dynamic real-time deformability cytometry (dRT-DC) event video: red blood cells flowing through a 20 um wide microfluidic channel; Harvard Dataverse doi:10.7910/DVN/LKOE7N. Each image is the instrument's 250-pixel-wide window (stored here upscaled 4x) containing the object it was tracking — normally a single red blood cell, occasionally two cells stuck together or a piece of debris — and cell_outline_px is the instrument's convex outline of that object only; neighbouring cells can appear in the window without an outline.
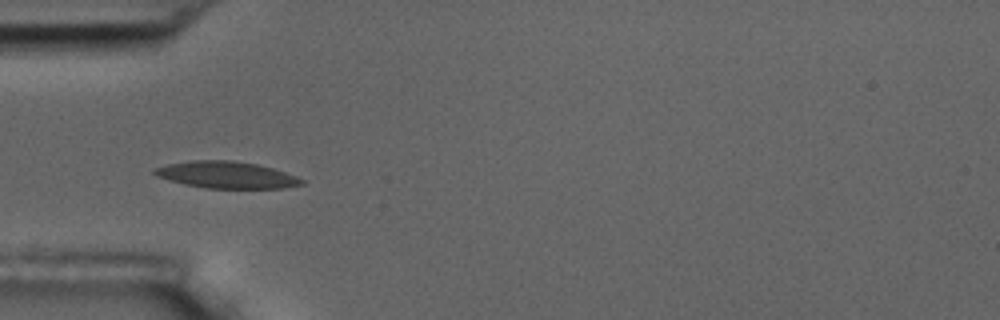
{"species": "common noctule bat (a hibernating species)", "species_latin": "Nyctalus noctula", "temperature_condition": "room temperature", "stored_images_in_passage": 7, "camera_frame_rate_fps": 3000, "um_per_image_px": 0.085, "animal": {"sex": "male", "body_mass_g": 17.5, "forearm_length_mm": 52.3}, "frame": {"image": 1, "passage_image": 5, "time_ms": 4.667, "image_size_px": [1000, 320], "cell_outline_px": [[304, 184], [284, 188], [204, 188], [184, 184], [156, 176], [152, 172], [152, 168], [168, 164], [192, 160], [232, 160], [256, 164], [272, 168], [296, 176], [304, 180]], "centroid_in_image_um": [19.22, 14.86], "position_along_channel_um": 65.8, "area_um2": 22.95}}